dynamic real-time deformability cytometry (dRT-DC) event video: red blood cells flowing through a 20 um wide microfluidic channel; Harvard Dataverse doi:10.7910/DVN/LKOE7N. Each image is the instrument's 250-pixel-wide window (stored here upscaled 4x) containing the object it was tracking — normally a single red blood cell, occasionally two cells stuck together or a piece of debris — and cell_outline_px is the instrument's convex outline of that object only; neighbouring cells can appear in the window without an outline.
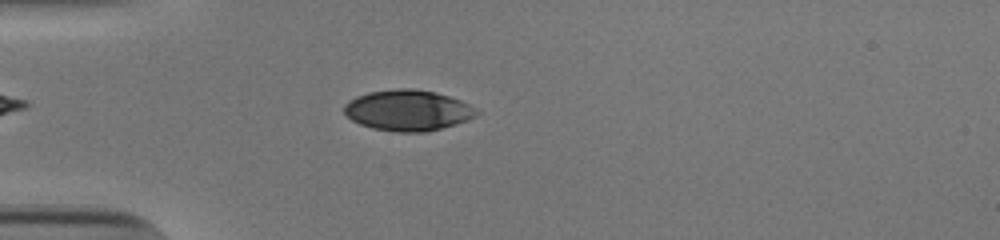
{"species": "human", "species_latin": "Homo sapiens", "temperature_condition": "cold", "stored_images_in_passage": 42, "camera_frame_rate_fps": 3000, "um_per_image_px": 0.085, "donor": {"sex": "male"}, "frame": {"image": 1, "passage_image": 4, "time_ms": 1.0, "image_size_px": [1000, 240], "cell_outline_px": [[480, 112], [476, 116], [468, 120], [456, 124], [424, 132], [396, 132], [372, 128], [360, 124], [352, 120], [344, 112], [344, 104], [348, 100], [356, 96], [368, 92], [396, 88], [412, 88], [436, 92], [460, 100], [476, 108]], "centroid_in_image_um": [34.66, 9.37], "position_along_channel_um": 50.3, "area_um2": 31.62}}
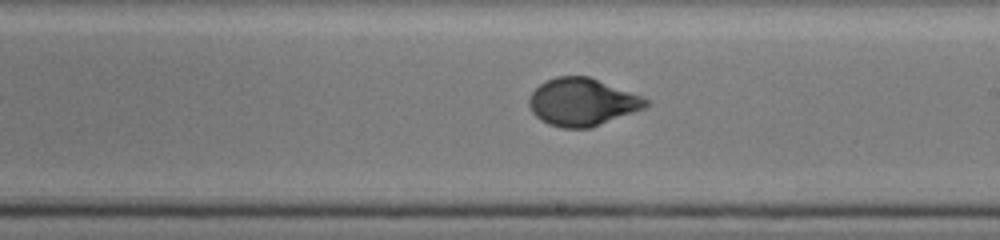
{"frame": {"image": 2, "passage_image": 20, "time_ms": 6.333, "image_size_px": [1000, 240], "cell_outline_px": [[648, 104], [644, 108], [588, 128], [564, 128], [548, 124], [540, 120], [532, 112], [528, 104], [528, 100], [532, 92], [540, 84], [556, 76], [588, 76], [640, 96], [648, 100]], "centroid_in_image_um": [49.43, 8.67], "position_along_channel_um": 239.6, "area_um2": 31.79}}
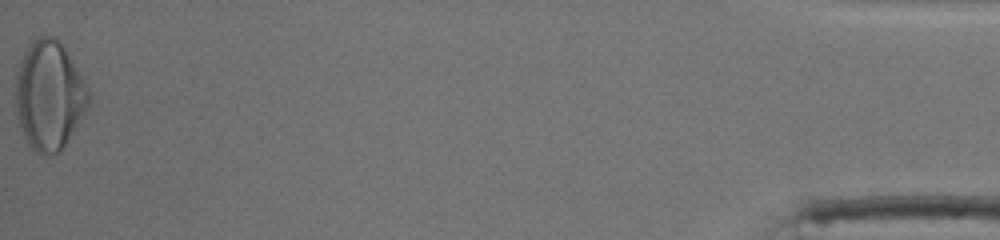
{"frame": {"image": 3, "passage_image": 42, "time_ms": 13.667, "image_size_px": [1000, 240], "cell_outline_px": [[92, 96], [84, 112], [60, 152], [44, 156], [40, 156], [28, 144], [20, 128], [16, 116], [16, 72], [20, 60], [24, 52], [32, 40], [40, 36], [52, 36], [64, 48], [92, 92]], "centroid_in_image_um": [4.17, 8.13], "position_along_channel_um": 431.0, "area_um2": 46.3}, "authors_computed_cell_mechanics": {"area_um2": 32.368, "velocity_mm_per_s": 3.8509, "shape_relaxation_time_tau1_ms": 3.3222, "shape_relaxation_time_tau2_ms": null, "deformation_change_tau1": 0.1641, "deformation_change_tau2": null}}